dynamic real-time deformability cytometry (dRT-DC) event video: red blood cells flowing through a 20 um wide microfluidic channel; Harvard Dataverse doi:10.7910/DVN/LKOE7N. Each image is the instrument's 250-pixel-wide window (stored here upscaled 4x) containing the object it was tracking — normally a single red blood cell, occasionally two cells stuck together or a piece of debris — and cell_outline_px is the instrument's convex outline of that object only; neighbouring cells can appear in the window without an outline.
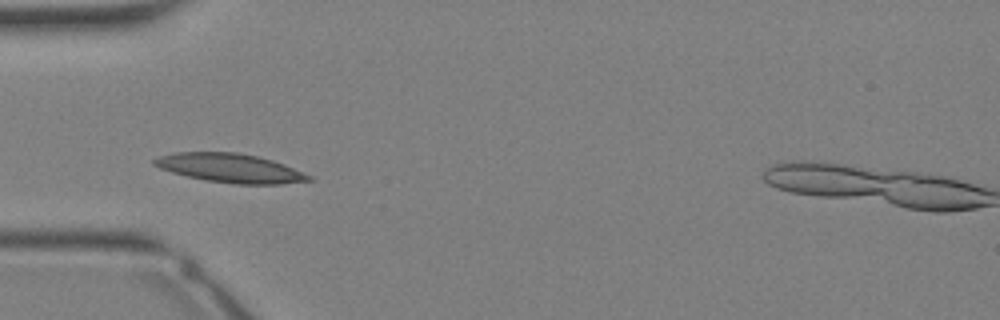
{"species": "Egyptian fruit bat (a non-hibernating species)", "species_latin": "Rousettus aegyptiacus", "temperature_condition": "warm", "stored_images_in_passage": 25, "camera_frame_rate_fps": 3000, "um_per_image_px": 0.085, "animal": {"sex": "female"}, "frame": {"image": 1, "passage_image": 1, "time_ms": 0.0, "image_size_px": [1000, 320], "cell_outline_px": [[312, 180], [280, 184], [236, 184], [204, 180], [172, 172], [160, 168], [152, 164], [152, 160], [160, 156], [172, 152], [236, 152], [256, 156], [272, 160], [284, 164], [312, 176]], "centroid_in_image_um": [19.54, 14.28], "position_along_channel_um": 65.5, "area_um2": 25.95}}
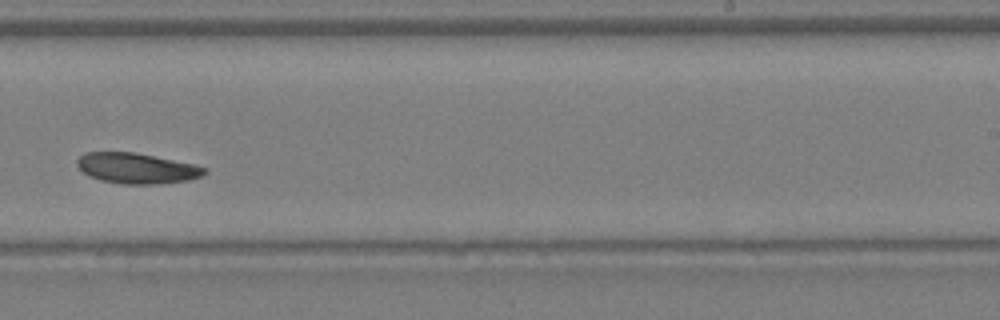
{"frame": {"image": 2, "passage_image": 12, "time_ms": 3.667, "image_size_px": [1000, 320], "cell_outline_px": [[208, 172], [200, 176], [188, 180], [156, 184], [124, 184], [100, 180], [88, 176], [76, 164], [76, 160], [84, 152], [136, 152], [192, 164], [204, 168]], "centroid_in_image_um": [11.57, 14.3], "position_along_channel_um": 277.4, "area_um2": 22.48}}
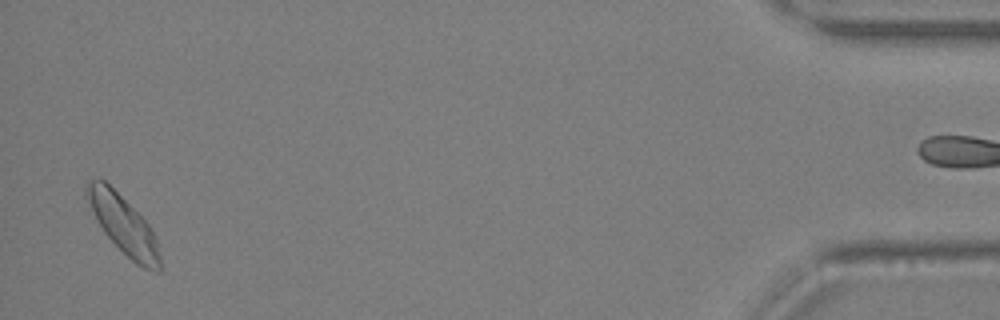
{"frame": {"image": 3, "passage_image": 24, "time_ms": 7.667, "image_size_px": [1000, 320], "cell_outline_px": [[160, 272], [156, 272], [144, 268], [136, 264], [104, 232], [96, 220], [84, 196], [84, 184], [88, 180], [104, 180], [148, 224], [156, 240], [160, 256]], "centroid_in_image_um": [10.44, 19.09], "position_along_channel_um": 424.8, "area_um2": 24.22}}